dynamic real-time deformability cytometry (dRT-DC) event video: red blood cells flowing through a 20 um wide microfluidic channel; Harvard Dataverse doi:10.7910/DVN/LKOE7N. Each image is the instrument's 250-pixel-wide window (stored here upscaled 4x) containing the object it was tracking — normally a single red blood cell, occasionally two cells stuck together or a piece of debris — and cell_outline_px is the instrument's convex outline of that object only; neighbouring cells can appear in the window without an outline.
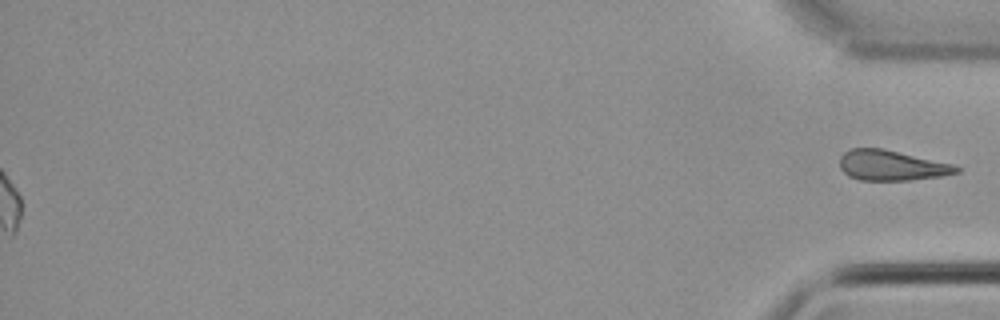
{"species": "common noctule bat (a hibernating species)", "species_latin": "Nyctalus noctula", "temperature_condition": "cold", "stored_images_in_passage": 57, "segment_of_instrument_passage": [2, 2], "camera_frame_rate_fps": 3000, "um_per_image_px": 0.085, "animal": {"sex": "male", "body_mass_g": 21.5, "forearm_length_mm": 52.0}, "frame": {"image": 1, "passage_image": 57, "time_ms": 18.667, "image_size_px": [1000, 320], "cell_outline_px": [[960, 172], [944, 176], [912, 180], [860, 180], [848, 176], [840, 168], [840, 156], [844, 152], [852, 148], [880, 148], [952, 164], [960, 168]], "centroid_in_image_um": [75.77, 14.07], "position_along_channel_um": 359.4, "area_um2": 20.46}}